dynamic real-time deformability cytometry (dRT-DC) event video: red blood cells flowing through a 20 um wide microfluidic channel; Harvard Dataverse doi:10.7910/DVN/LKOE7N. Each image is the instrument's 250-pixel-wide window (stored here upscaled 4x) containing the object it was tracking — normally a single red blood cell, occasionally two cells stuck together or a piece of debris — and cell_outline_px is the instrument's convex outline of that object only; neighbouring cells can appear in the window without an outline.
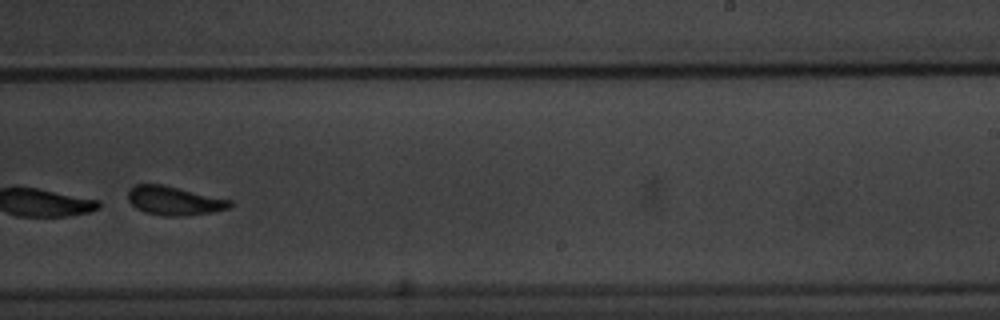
{"species": "common noctule bat (a hibernating species)", "species_latin": "Nyctalus noctula", "temperature_condition": "warm", "stored_images_in_passage": 11, "camera_frame_rate_fps": 3000, "um_per_image_px": 0.085, "animal": {"sex": "male", "body_mass_g": 20.1, "forearm_length_mm": 53.5}, "frame": {"image": 1, "passage_image": 10, "time_ms": 11.667, "image_size_px": [1000, 320], "cell_outline_px": [[232, 204], [228, 208], [212, 212], [184, 216], [164, 216], [144, 212], [136, 208], [128, 200], [128, 188], [136, 184], [160, 184], [232, 200]], "centroid_in_image_um": [14.77, 17.06], "position_along_channel_um": 274.2, "area_um2": 17.05}}